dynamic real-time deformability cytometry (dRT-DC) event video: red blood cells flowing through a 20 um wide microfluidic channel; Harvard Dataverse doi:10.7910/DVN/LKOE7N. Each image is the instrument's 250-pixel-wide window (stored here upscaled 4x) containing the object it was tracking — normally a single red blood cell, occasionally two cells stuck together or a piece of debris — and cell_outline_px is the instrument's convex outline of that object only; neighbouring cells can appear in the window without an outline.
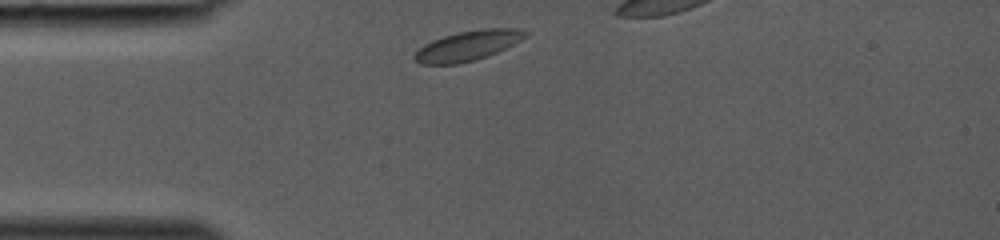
{"species": "common noctule bat (a hibernating species)", "species_latin": "Nyctalus noctula", "temperature_condition": "room temperature", "stored_images_in_passage": 11, "camera_frame_rate_fps": 3000, "um_per_image_px": 0.085, "animal": {"sex": "female", "body_mass_g": 19.0, "forearm_length_mm": 53.3}, "frame": {"image": 1, "passage_image": 1, "time_ms": 0.0, "image_size_px": [1000, 240], "cell_outline_px": [[532, 32], [528, 36], [488, 56], [476, 60], [456, 64], [420, 64], [412, 60], [412, 56], [424, 44], [432, 40], [456, 32], [484, 28], [520, 28]], "centroid_in_image_um": [39.77, 3.87], "position_along_channel_um": 45.2, "area_um2": 19.54}}
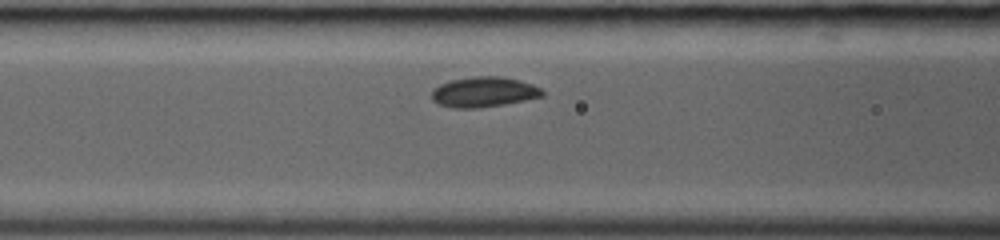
{"frame": {"image": 2, "passage_image": 7, "time_ms": 2.0, "image_size_px": [1000, 240], "cell_outline_px": [[544, 96], [504, 104], [480, 108], [452, 108], [440, 104], [432, 100], [432, 88], [440, 84], [452, 80], [472, 76], [500, 76], [520, 80], [532, 84], [540, 88], [544, 92]], "centroid_in_image_um": [41.11, 7.82], "position_along_channel_um": 125.5, "area_um2": 19.54}}
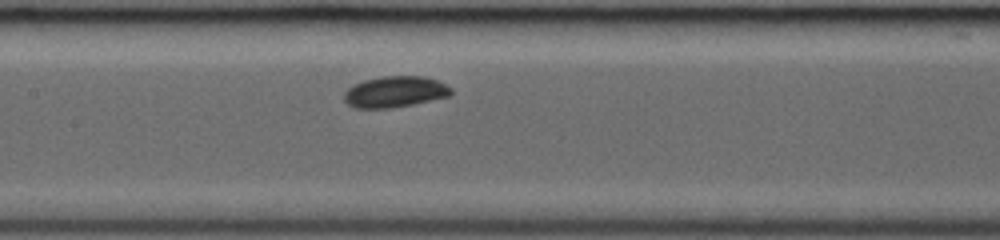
{"frame": {"image": 3, "passage_image": 10, "time_ms": 3.0, "image_size_px": [1000, 240], "cell_outline_px": [[452, 92], [448, 96], [412, 104], [392, 108], [356, 108], [348, 104], [344, 100], [344, 92], [348, 88], [364, 80], [380, 76], [424, 76], [436, 80], [452, 88]], "centroid_in_image_um": [33.55, 7.8], "position_along_channel_um": 173.8, "area_um2": 19.25}}